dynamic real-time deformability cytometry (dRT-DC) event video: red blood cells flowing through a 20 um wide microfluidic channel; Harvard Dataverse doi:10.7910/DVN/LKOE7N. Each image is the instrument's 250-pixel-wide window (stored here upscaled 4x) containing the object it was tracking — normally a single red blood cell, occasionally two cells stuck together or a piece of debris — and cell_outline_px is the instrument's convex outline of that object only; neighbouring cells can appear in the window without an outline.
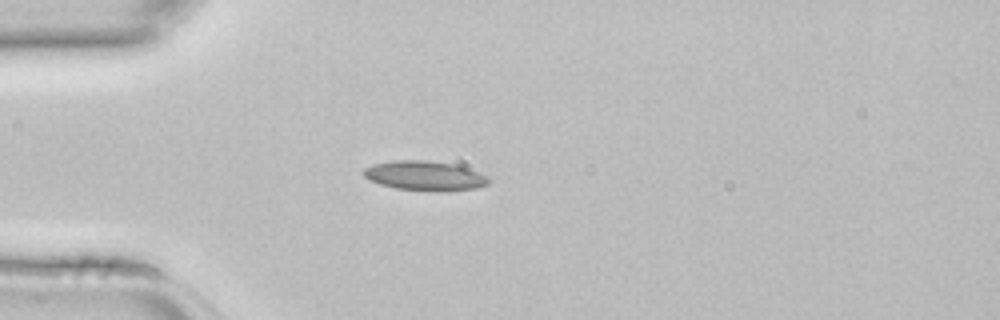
{"species": "common noctule bat (a hibernating species)", "species_latin": "Nyctalus noctula", "temperature_condition": "room temperature", "stored_images_in_passage": 33, "camera_frame_rate_fps": 3000, "um_per_image_px": 0.085, "animal": {"sex": "female", "body_mass_g": 22.7, "forearm_length_mm": 54.2}, "frame": {"image": 1, "passage_image": 1, "time_ms": 0.0, "image_size_px": [1000, 320], "cell_outline_px": [[488, 184], [476, 188], [440, 192], [436, 192], [396, 188], [380, 184], [368, 180], [364, 176], [364, 168], [372, 164], [396, 160], [428, 160], [452, 164], [488, 176]], "centroid_in_image_um": [36.06, 14.95], "position_along_channel_um": 48.9, "area_um2": 21.44}}
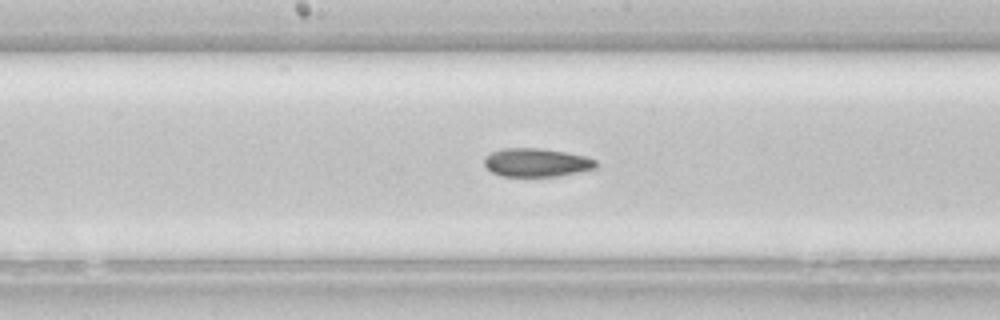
{"frame": {"image": 2, "passage_image": 12, "time_ms": 3.667, "image_size_px": [1000, 320], "cell_outline_px": [[600, 164], [596, 168], [580, 172], [560, 176], [504, 176], [492, 172], [484, 164], [484, 156], [500, 148], [544, 148], [584, 156], [596, 160]], "centroid_in_image_um": [45.62, 13.81], "position_along_channel_um": 202.6, "area_um2": 18.67}}
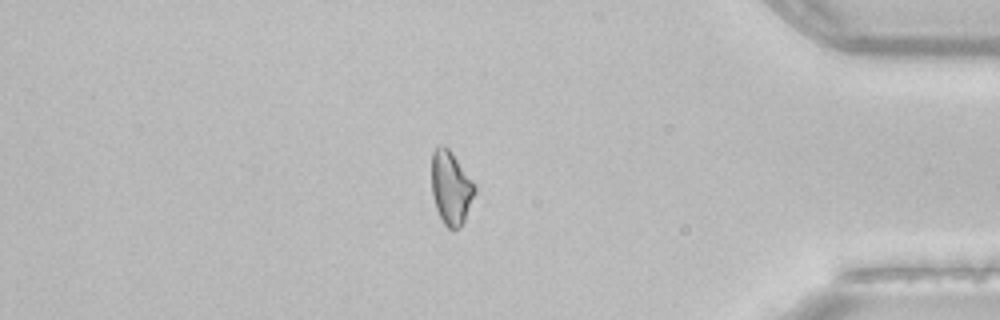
{"frame": {"image": 3, "passage_image": 27, "time_ms": 8.667, "image_size_px": [1000, 320], "cell_outline_px": [[476, 192], [464, 220], [460, 228], [452, 232], [444, 224], [436, 208], [432, 196], [432, 152], [440, 144], [444, 144], [452, 152], [476, 184]], "centroid_in_image_um": [38.34, 15.96], "position_along_channel_um": 396.9, "area_um2": 18.73}}